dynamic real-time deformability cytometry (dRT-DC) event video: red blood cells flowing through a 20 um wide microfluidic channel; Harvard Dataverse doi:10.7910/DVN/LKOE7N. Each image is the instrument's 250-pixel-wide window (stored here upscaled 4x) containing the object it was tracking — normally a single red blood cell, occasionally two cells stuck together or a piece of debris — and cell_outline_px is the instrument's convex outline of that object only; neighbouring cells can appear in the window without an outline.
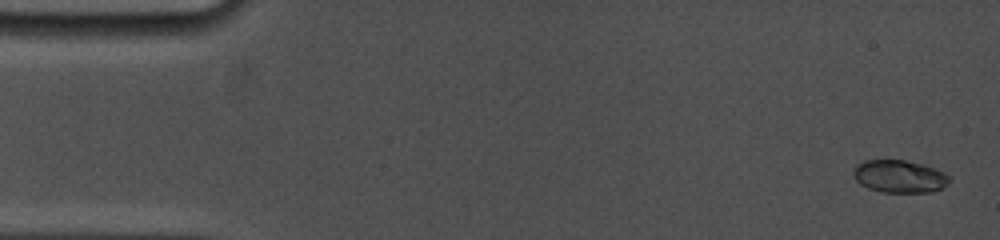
{"species": "common noctule bat (a hibernating species)", "species_latin": "Nyctalus noctula", "temperature_condition": "cold", "stored_images_in_passage": 11, "camera_frame_rate_fps": 5000, "um_per_image_px": 0.085, "animal": {"sex": "female", "body_mass_g": 19.0, "forearm_length_mm": 53.3}, "frame": {"image": 1, "passage_image": 1, "time_ms": 0.0, "image_size_px": [1000, 240], "cell_outline_px": [[948, 184], [932, 192], [880, 192], [868, 188], [860, 184], [856, 180], [852, 172], [852, 168], [856, 164], [864, 160], [904, 160], [920, 164], [944, 172], [948, 176]], "centroid_in_image_um": [76.38, 14.99], "position_along_channel_um": 8.6, "area_um2": 18.15}}
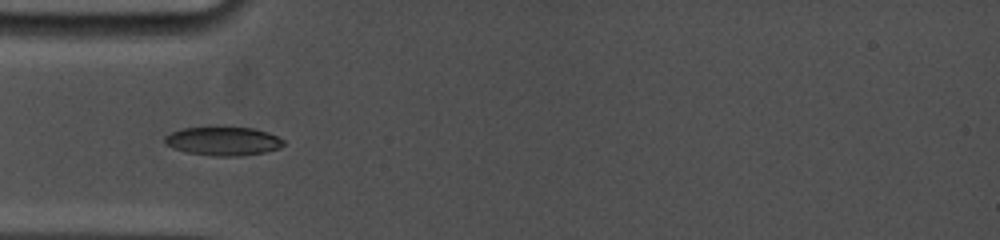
{"frame": {"image": 2, "passage_image": 7, "time_ms": 4.8, "image_size_px": [1000, 240], "cell_outline_px": [[284, 144], [280, 148], [264, 152], [240, 156], [212, 156], [188, 152], [172, 148], [164, 144], [164, 136], [180, 128], [252, 128], [268, 132], [284, 140]], "centroid_in_image_um": [18.95, 12.01], "position_along_channel_um": 66.1, "area_um2": 19.71}}
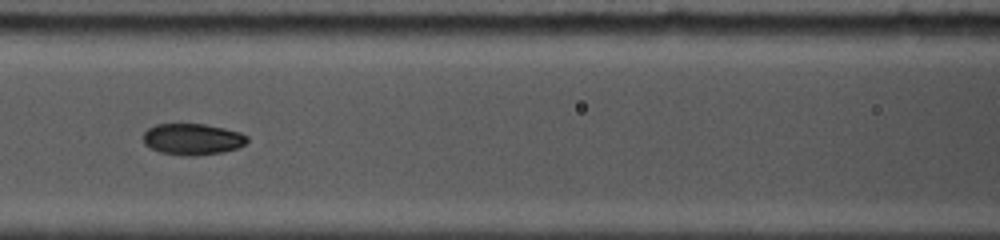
{"frame": {"image": 3, "passage_image": 10, "time_ms": 7.0, "image_size_px": [1000, 240], "cell_outline_px": [[248, 140], [240, 148], [224, 152], [196, 156], [184, 156], [160, 152], [144, 144], [144, 132], [148, 128], [156, 124], [204, 124], [224, 128], [240, 132], [248, 136]], "centroid_in_image_um": [16.39, 11.84], "position_along_channel_um": 150.2, "area_um2": 19.13}}